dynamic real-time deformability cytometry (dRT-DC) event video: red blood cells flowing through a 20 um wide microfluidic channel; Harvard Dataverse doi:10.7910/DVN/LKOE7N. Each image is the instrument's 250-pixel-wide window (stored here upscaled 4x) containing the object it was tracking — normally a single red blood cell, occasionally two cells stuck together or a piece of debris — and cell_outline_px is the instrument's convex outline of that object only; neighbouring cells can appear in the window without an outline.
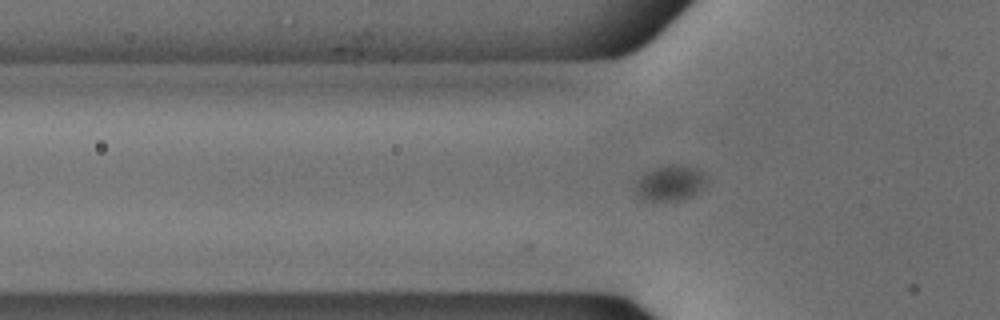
{"species": "common noctule bat (a hibernating species)", "species_latin": "Nyctalus noctula", "temperature_condition": "cold", "stored_images_in_passage": 45, "segment_of_instrument_passage": [1, 2], "camera_frame_rate_fps": 3000, "um_per_image_px": 0.085, "animal": {"sex": "male", "body_mass_g": 18.8}, "frame": {"image": 1, "passage_image": 8, "time_ms": 2.333, "image_size_px": [1000, 320], "cell_outline_px": [[708, 180], [704, 188], [692, 196], [684, 200], [640, 200], [636, 196], [636, 180], [644, 172], [656, 168], [672, 164], [676, 164], [696, 168], [704, 172], [708, 176]], "centroid_in_image_um": [56.99, 15.56], "position_along_channel_um": 68.8, "area_um2": 15.03}}
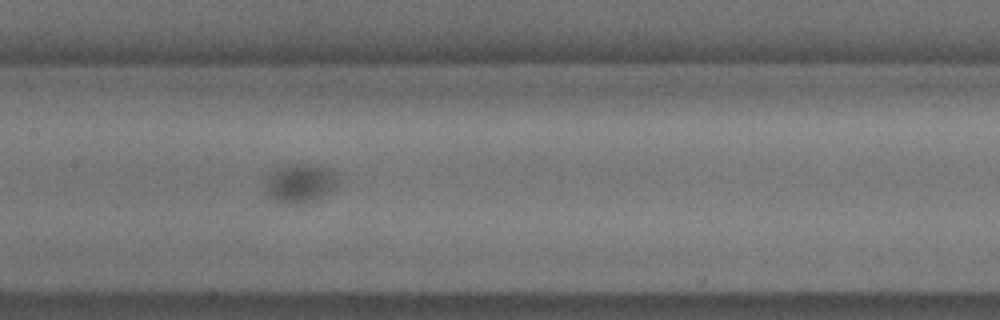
{"frame": {"image": 2, "passage_image": 17, "time_ms": 5.333, "image_size_px": [1000, 320], "cell_outline_px": [[336, 184], [328, 192], [312, 200], [300, 204], [288, 204], [272, 200], [264, 196], [264, 176], [280, 168], [296, 164], [308, 164], [332, 172], [336, 176]], "centroid_in_image_um": [25.34, 15.62], "position_along_channel_um": 182.1, "area_um2": 16.07}}
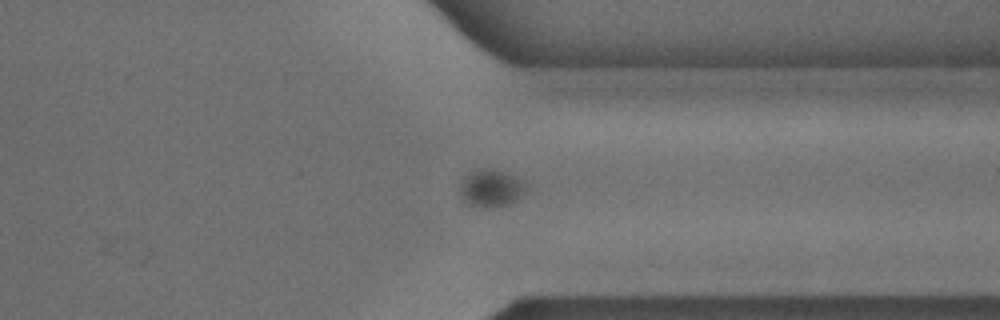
{"frame": {"image": 3, "passage_image": 32, "time_ms": 10.333, "image_size_px": [1000, 320], "cell_outline_px": [[524, 192], [516, 200], [508, 204], [488, 208], [472, 204], [464, 200], [460, 196], [460, 188], [464, 176], [472, 172], [484, 168], [488, 168], [512, 176], [520, 180], [524, 184]], "centroid_in_image_um": [41.7, 16.01], "position_along_channel_um": 369.7, "area_um2": 13.7}}